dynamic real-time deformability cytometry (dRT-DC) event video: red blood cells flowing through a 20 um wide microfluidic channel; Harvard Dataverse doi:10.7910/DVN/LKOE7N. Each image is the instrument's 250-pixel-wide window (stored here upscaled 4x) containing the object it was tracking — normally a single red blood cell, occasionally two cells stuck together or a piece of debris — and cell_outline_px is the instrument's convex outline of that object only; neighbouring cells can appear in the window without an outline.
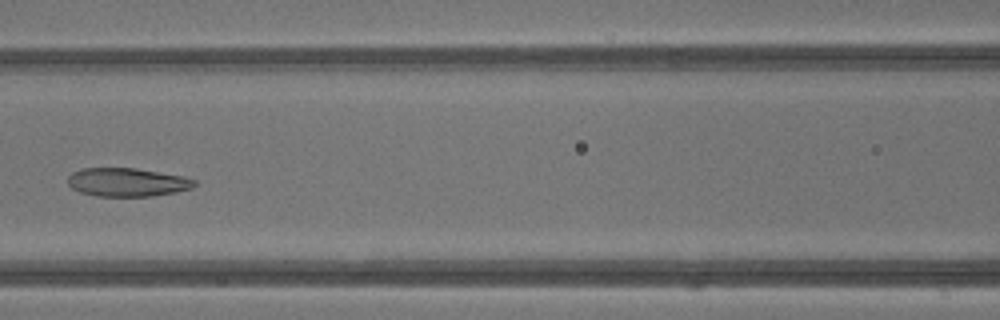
{"species": "common noctule bat (a hibernating species)", "species_latin": "Nyctalus noctula", "temperature_condition": "warm", "stored_images_in_passage": 42, "camera_frame_rate_fps": 3000, "um_per_image_px": 0.085, "animal": {"sex": "male", "body_mass_g": 13.3}, "frame": {"image": 1, "passage_image": 19, "time_ms": 6.0, "image_size_px": [1000, 320], "cell_outline_px": [[196, 184], [192, 188], [176, 192], [152, 196], [96, 196], [80, 192], [72, 188], [68, 184], [68, 176], [72, 172], [84, 168], [136, 168], [184, 176], [196, 180]], "centroid_in_image_um": [10.82, 15.49], "position_along_channel_um": 155.8, "area_um2": 21.1}}
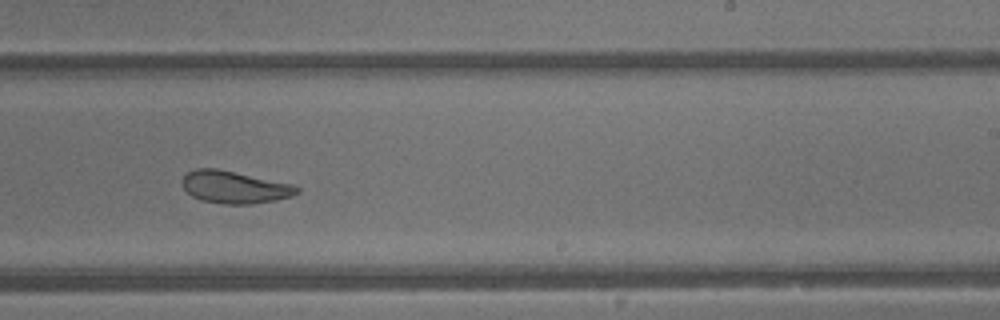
{"frame": {"image": 2, "passage_image": 26, "time_ms": 8.333, "image_size_px": [1000, 320], "cell_outline_px": [[300, 192], [292, 196], [276, 200], [252, 204], [224, 204], [200, 200], [192, 196], [180, 184], [184, 176], [188, 172], [196, 168], [216, 168], [292, 184], [300, 188]], "centroid_in_image_um": [19.93, 15.91], "position_along_channel_um": 269.1, "area_um2": 21.62}}
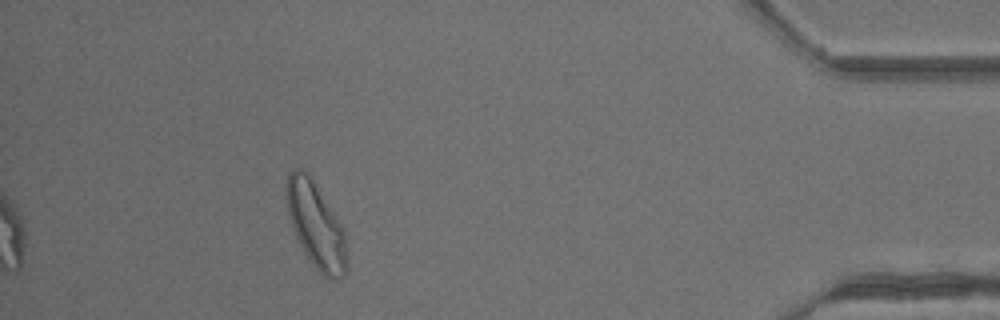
{"frame": {"image": 3, "passage_image": 38, "time_ms": 12.333, "image_size_px": [1000, 320], "cell_outline_px": [[348, 268], [344, 276], [340, 280], [336, 280], [324, 276], [316, 268], [300, 244], [296, 236], [288, 216], [284, 188], [288, 172], [292, 168], [304, 168], [308, 172], [344, 228]], "centroid_in_image_um": [26.84, 19.1], "position_along_channel_um": 408.4, "area_um2": 30.46}, "authors_computed_cell_mechanics": {"area_um2": 27.5995, "velocity_mm_per_s": 4.8693, "shape_relaxation_time_tau1_ms": null, "shape_relaxation_time_tau2_ms": 2.6583, "deformation_change_tau1": null, "deformation_change_tau2": 0.1065}}